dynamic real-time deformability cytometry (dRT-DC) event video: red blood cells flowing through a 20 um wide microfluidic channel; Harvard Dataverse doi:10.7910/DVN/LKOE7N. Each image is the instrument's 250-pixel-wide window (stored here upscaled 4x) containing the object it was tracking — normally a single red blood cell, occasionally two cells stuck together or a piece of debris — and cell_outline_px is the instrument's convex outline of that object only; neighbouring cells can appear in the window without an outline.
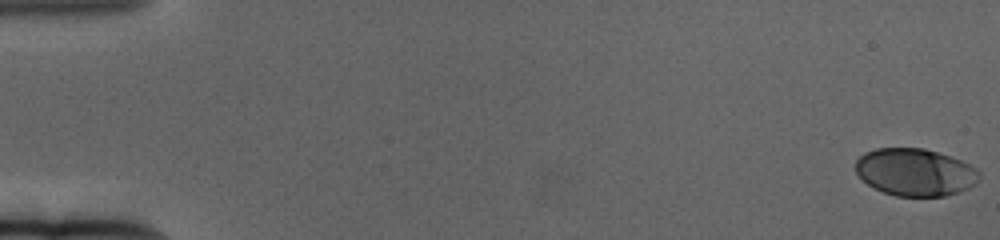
{"species": "human", "species_latin": "Homo sapiens", "temperature_condition": "cold", "stored_images_in_passage": 39, "camera_frame_rate_fps": 3000, "um_per_image_px": 0.085, "donor": {"sex": "female"}, "frame": {"image": 1, "passage_image": 1, "time_ms": 0.0, "image_size_px": [1000, 240], "cell_outline_px": [[980, 180], [976, 184], [968, 188], [944, 196], [896, 196], [884, 192], [868, 184], [856, 172], [856, 160], [864, 152], [876, 148], [924, 148], [960, 160], [976, 168], [980, 172]], "centroid_in_image_um": [77.79, 14.63], "position_along_channel_um": 7.2, "area_um2": 33.99}}
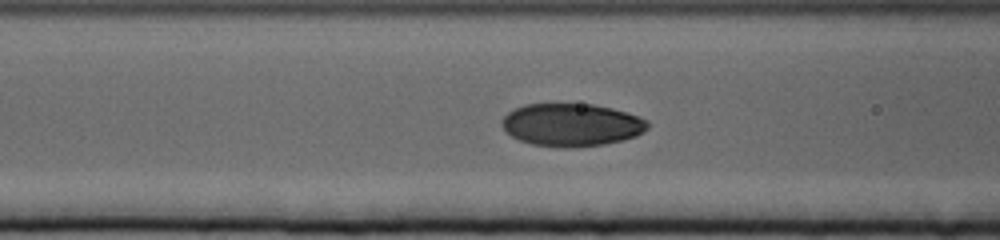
{"frame": {"image": 2, "passage_image": 26, "time_ms": 8.333, "image_size_px": [1000, 240], "cell_outline_px": [[648, 128], [644, 132], [636, 136], [604, 144], [564, 148], [532, 144], [520, 140], [512, 136], [500, 124], [500, 120], [508, 112], [524, 104], [592, 104], [612, 108], [648, 120]], "centroid_in_image_um": [48.56, 10.61], "position_along_channel_um": 118.0, "area_um2": 36.13}}
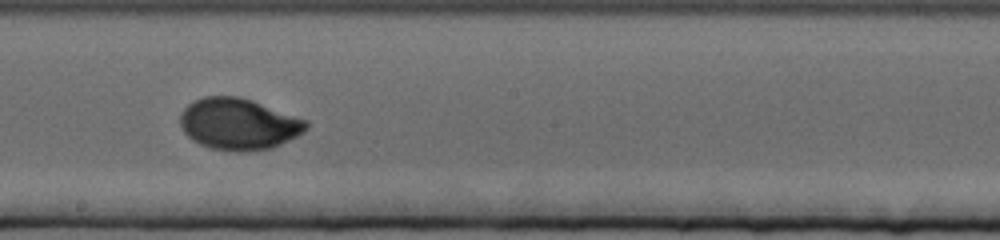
{"frame": {"image": 3, "passage_image": 36, "time_ms": 11.667, "image_size_px": [1000, 240], "cell_outline_px": [[308, 128], [304, 132], [272, 148], [256, 152], [232, 152], [208, 148], [192, 140], [184, 132], [180, 124], [180, 116], [184, 108], [188, 104], [204, 96], [240, 96], [252, 100], [308, 120]], "centroid_in_image_um": [20.29, 10.56], "position_along_channel_um": 227.9, "area_um2": 38.21}}